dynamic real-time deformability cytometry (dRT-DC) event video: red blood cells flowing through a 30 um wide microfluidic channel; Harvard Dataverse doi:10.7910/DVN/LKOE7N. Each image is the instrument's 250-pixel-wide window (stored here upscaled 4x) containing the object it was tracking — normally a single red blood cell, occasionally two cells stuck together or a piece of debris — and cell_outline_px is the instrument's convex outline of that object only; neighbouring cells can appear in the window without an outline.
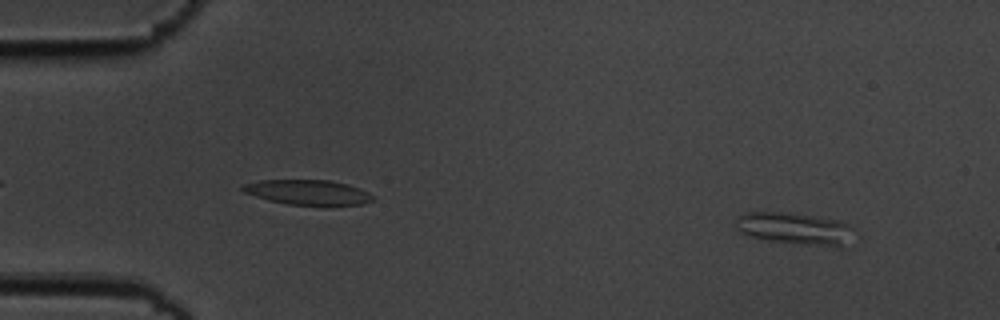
{"species": "common noctule bat (a hibernating species)", "species_latin": "Nyctalus noctula", "temperature_condition": "cold", "stored_images_in_passage": 15, "camera_frame_rate_fps": 3000, "um_per_image_px": 0.085, "animal": {"sex": "male", "body_mass_g": 19.5, "forearm_length_mm": 54.6}, "frame": {"image": 1, "passage_image": 6, "time_ms": 1.667, "image_size_px": [1000, 320], "cell_outline_px": [[852, 228], [840, 248], [768, 240], [752, 236], [740, 232], [736, 228], [736, 220], [744, 212], [792, 212], [840, 220], [848, 224]], "centroid_in_image_um": [67.51, 19.4], "position_along_channel_um": 17.5, "area_um2": 21.73}}